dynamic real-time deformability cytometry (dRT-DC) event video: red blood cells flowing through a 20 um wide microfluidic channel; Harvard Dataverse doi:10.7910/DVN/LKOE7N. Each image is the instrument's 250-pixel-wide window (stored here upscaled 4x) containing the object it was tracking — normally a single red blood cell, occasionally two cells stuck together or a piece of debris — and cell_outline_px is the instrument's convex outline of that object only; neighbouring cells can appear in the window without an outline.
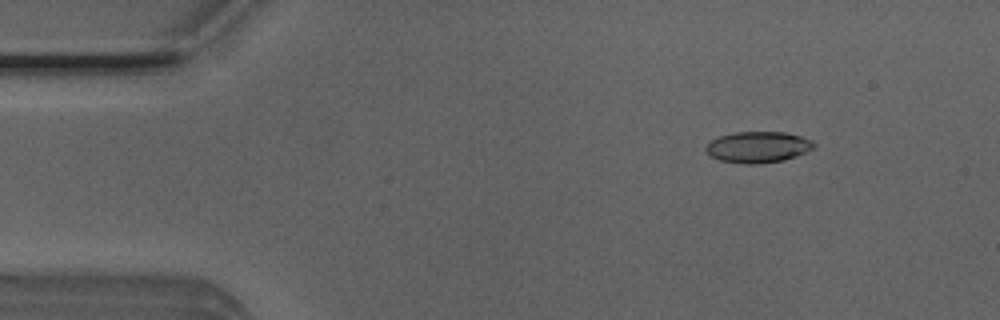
{"species": "Egyptian fruit bat (a non-hibernating species)", "species_latin": "Rousettus aegyptiacus", "temperature_condition": "room temperature", "stored_images_in_passage": 5, "camera_frame_rate_fps": 3000, "um_per_image_px": 0.085, "animal": {"sex": "male"}, "frame": {"image": 1, "passage_image": 2, "time_ms": 0.333, "image_size_px": [1000, 320], "cell_outline_px": [[816, 148], [796, 156], [784, 160], [752, 164], [744, 164], [720, 160], [712, 156], [704, 148], [712, 140], [720, 136], [736, 132], [784, 132], [800, 136], [816, 144]], "centroid_in_image_um": [64.45, 12.5], "position_along_channel_um": 20.6, "area_um2": 19.36}}